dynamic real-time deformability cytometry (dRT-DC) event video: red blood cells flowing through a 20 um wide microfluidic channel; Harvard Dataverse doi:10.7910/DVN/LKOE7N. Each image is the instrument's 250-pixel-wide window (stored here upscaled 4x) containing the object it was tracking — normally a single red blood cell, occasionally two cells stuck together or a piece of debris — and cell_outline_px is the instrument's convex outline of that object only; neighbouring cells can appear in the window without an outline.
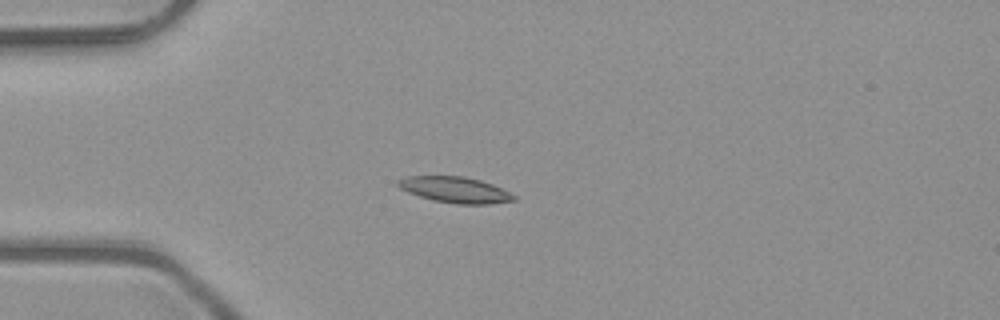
{"species": "common noctule bat (a hibernating species)", "species_latin": "Nyctalus noctula", "temperature_condition": "room temperature", "stored_images_in_passage": 5, "camera_frame_rate_fps": 3000, "um_per_image_px": 0.085, "animal": {"sex": "male", "body_mass_g": 23.1, "forearm_length_mm": 52.7}, "frame": {"image": 1, "passage_image": 5, "time_ms": 1.333, "image_size_px": [1000, 320], "cell_outline_px": [[516, 200], [488, 204], [456, 204], [432, 200], [408, 192], [400, 188], [396, 184], [396, 180], [408, 176], [464, 176], [480, 180], [492, 184], [516, 196]], "centroid_in_image_um": [38.66, 16.13], "position_along_channel_um": 46.3, "area_um2": 17.46}}